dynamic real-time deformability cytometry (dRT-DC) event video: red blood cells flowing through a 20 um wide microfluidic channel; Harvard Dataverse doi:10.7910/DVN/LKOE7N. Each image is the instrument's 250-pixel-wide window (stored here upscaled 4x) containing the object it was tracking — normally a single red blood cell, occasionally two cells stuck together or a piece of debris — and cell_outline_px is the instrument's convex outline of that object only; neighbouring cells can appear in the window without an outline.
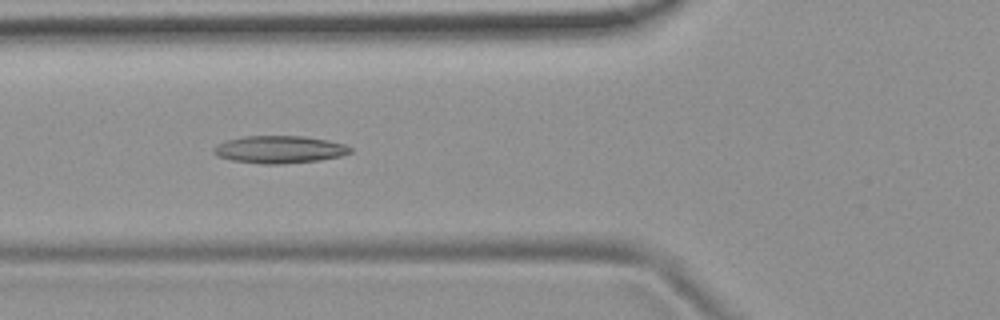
{"species": "common noctule bat (a hibernating species)", "species_latin": "Nyctalus noctula", "temperature_condition": "room temperature", "stored_images_in_passage": 8, "camera_frame_rate_fps": 3000, "um_per_image_px": 0.085, "animal": {"sex": "female", "body_mass_g": 19.9}, "frame": {"image": 1, "passage_image": 5, "time_ms": 1.333, "image_size_px": [1000, 320], "cell_outline_px": [[352, 152], [340, 156], [320, 160], [280, 164], [264, 164], [232, 160], [216, 156], [212, 152], [212, 148], [216, 144], [224, 140], [244, 136], [304, 136], [344, 144], [352, 148]], "centroid_in_image_um": [23.69, 12.7], "position_along_channel_um": 102.1, "area_um2": 21.91}}
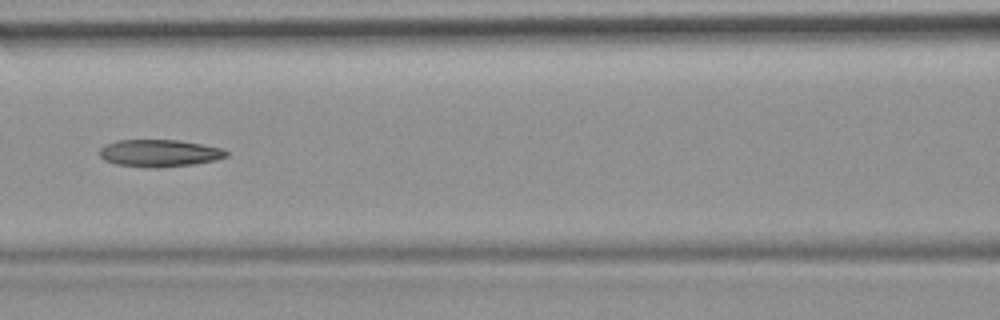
{"frame": {"image": 2, "passage_image": 6, "time_ms": 1.667, "image_size_px": [1000, 320], "cell_outline_px": [[228, 156], [216, 160], [192, 164], [156, 168], [116, 164], [104, 160], [100, 156], [100, 148], [104, 144], [116, 140], [176, 140], [224, 148], [228, 152]], "centroid_in_image_um": [13.54, 13.01], "position_along_channel_um": 153.1, "area_um2": 20.06}}
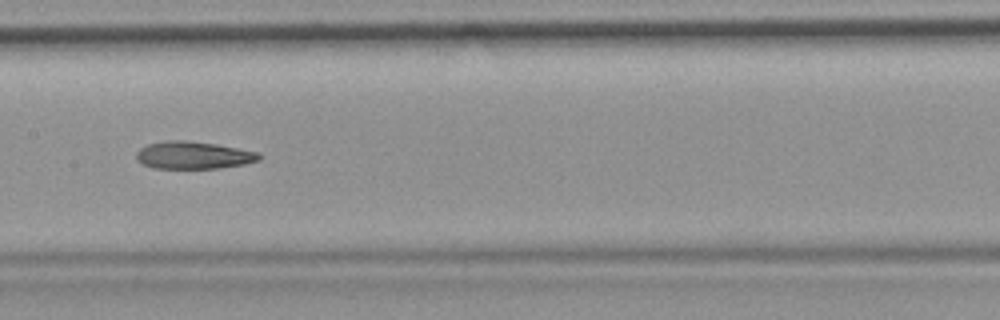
{"frame": {"image": 3, "passage_image": 7, "time_ms": 2.0, "image_size_px": [1000, 320], "cell_outline_px": [[260, 160], [244, 164], [220, 168], [156, 168], [144, 164], [136, 160], [136, 152], [140, 148], [148, 144], [164, 140], [184, 140], [216, 144], [260, 152]], "centroid_in_image_um": [16.44, 13.18], "position_along_channel_um": 191.0, "area_um2": 19.65}}